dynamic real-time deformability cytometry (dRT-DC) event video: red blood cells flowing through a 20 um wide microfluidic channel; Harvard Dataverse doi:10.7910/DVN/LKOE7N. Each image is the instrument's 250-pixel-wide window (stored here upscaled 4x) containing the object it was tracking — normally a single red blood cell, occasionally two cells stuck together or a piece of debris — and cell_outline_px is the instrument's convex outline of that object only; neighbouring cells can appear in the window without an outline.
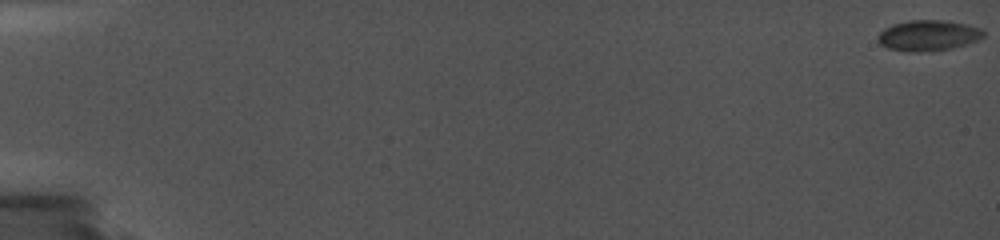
{"species": "common noctule bat (a hibernating species)", "species_latin": "Nyctalus noctula", "temperature_condition": "cold", "stored_images_in_passage": 42, "camera_frame_rate_fps": 5000, "um_per_image_px": 0.085, "animal": {"sex": "female", "body_mass_g": 19.0, "forearm_length_mm": 56.7}, "frame": {"image": 1, "passage_image": 1, "time_ms": 0.0, "image_size_px": [1000, 240], "cell_outline_px": [[984, 36], [968, 44], [952, 48], [916, 52], [912, 52], [888, 48], [880, 44], [876, 36], [884, 28], [892, 24], [908, 20], [940, 20], [964, 24], [980, 28], [984, 32]], "centroid_in_image_um": [78.86, 3.01], "position_along_channel_um": 6.1, "area_um2": 18.73}}
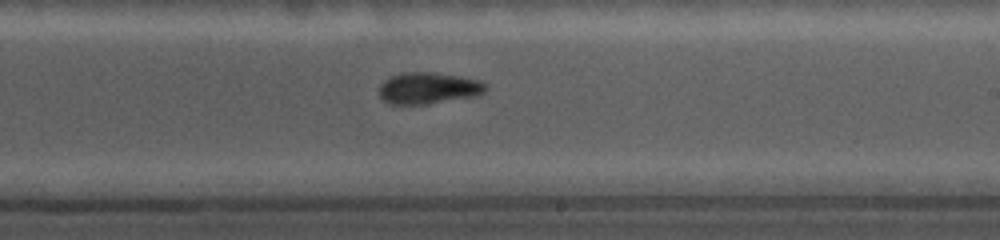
{"frame": {"image": 2, "passage_image": 32, "time_ms": 12.0, "image_size_px": [1000, 240], "cell_outline_px": [[488, 88], [480, 96], [428, 104], [388, 104], [380, 96], [380, 84], [384, 80], [392, 76], [404, 72], [436, 72], [460, 76], [480, 80]], "centroid_in_image_um": [36.45, 7.49], "position_along_channel_um": 252.5, "area_um2": 19.83}}
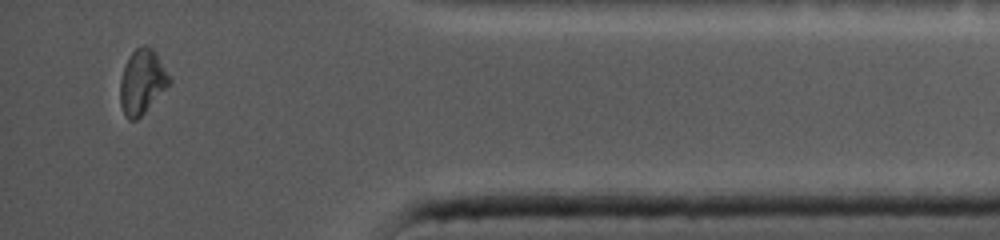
{"frame": {"image": 3, "passage_image": 41, "time_ms": 17.0, "image_size_px": [1000, 240], "cell_outline_px": [[172, 80], [144, 112], [136, 120], [128, 120], [124, 116], [120, 104], [120, 80], [124, 64], [128, 56], [136, 48], [144, 44], [152, 48], [156, 52]], "centroid_in_image_um": [12.04, 6.93], "position_along_channel_um": 423.2, "area_um2": 18.44}}